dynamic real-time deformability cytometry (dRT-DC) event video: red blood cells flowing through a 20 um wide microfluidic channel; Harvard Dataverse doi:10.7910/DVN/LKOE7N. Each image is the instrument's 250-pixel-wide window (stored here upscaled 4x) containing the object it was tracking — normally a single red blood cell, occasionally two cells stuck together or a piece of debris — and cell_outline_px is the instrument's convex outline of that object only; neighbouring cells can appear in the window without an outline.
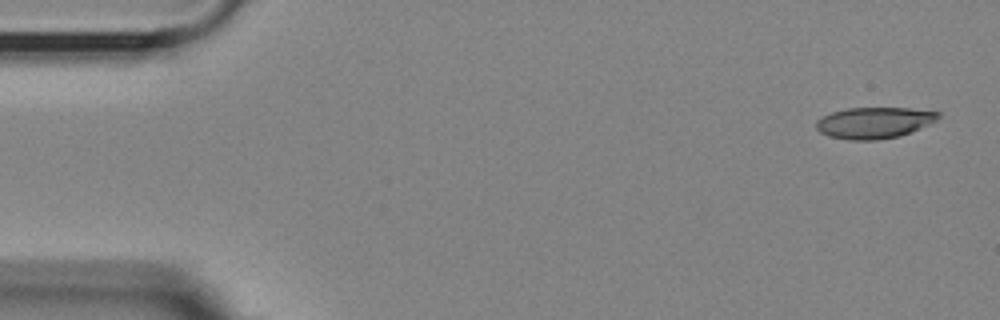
{"species": "Egyptian fruit bat (a non-hibernating species)", "species_latin": "Rousettus aegyptiacus", "temperature_condition": "room temperature", "stored_images_in_passage": 14, "camera_frame_rate_fps": 3000, "um_per_image_px": 0.085, "animal": {"sex": "female"}, "frame": {"image": 1, "passage_image": 1, "time_ms": 0.0, "image_size_px": [1000, 320], "cell_outline_px": [[940, 116], [936, 120], [928, 124], [900, 136], [876, 140], [852, 140], [828, 136], [820, 132], [816, 128], [816, 120], [832, 112], [848, 108], [908, 108], [940, 112]], "centroid_in_image_um": [74.28, 10.43], "position_along_channel_um": 10.7, "area_um2": 22.02}}
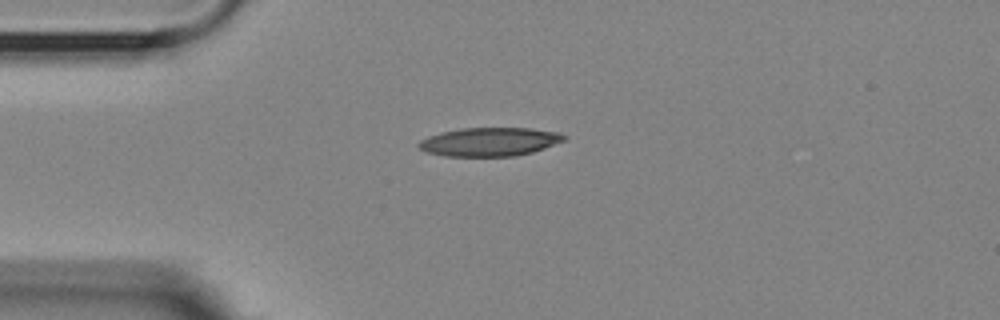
{"frame": {"image": 2, "passage_image": 12, "time_ms": 3.667, "image_size_px": [1000, 320], "cell_outline_px": [[568, 140], [532, 152], [516, 156], [444, 156], [428, 152], [420, 148], [416, 144], [420, 140], [428, 136], [440, 132], [460, 128], [528, 128], [560, 132], [568, 136]], "centroid_in_image_um": [41.65, 12.05], "position_along_channel_um": 43.3, "area_um2": 24.45}}